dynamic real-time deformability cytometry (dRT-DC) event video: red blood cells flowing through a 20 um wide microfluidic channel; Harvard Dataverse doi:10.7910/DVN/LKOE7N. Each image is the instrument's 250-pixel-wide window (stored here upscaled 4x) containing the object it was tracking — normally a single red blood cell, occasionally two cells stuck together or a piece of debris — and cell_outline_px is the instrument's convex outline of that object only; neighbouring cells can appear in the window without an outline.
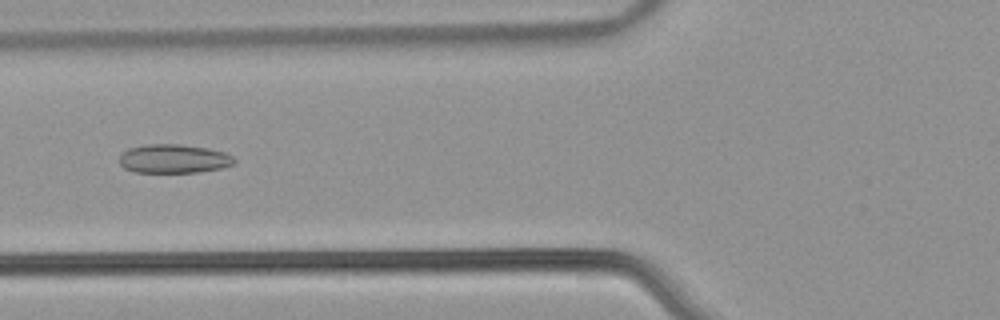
{"species": "common noctule bat (a hibernating species)", "species_latin": "Nyctalus noctula", "temperature_condition": "warm", "stored_images_in_passage": 53, "camera_frame_rate_fps": 3000, "um_per_image_px": 0.085, "animal": {"sex": "male", "body_mass_g": 21.5, "forearm_length_mm": 52.0}, "frame": {"image": 1, "passage_image": 21, "time_ms": 6.667, "image_size_px": [1000, 320], "cell_outline_px": [[236, 160], [232, 164], [220, 168], [196, 172], [136, 172], [124, 168], [120, 164], [120, 156], [128, 148], [148, 144], [180, 144], [208, 148], [224, 152], [232, 156]], "centroid_in_image_um": [14.76, 13.48], "position_along_channel_um": 111.0, "area_um2": 19.13}}
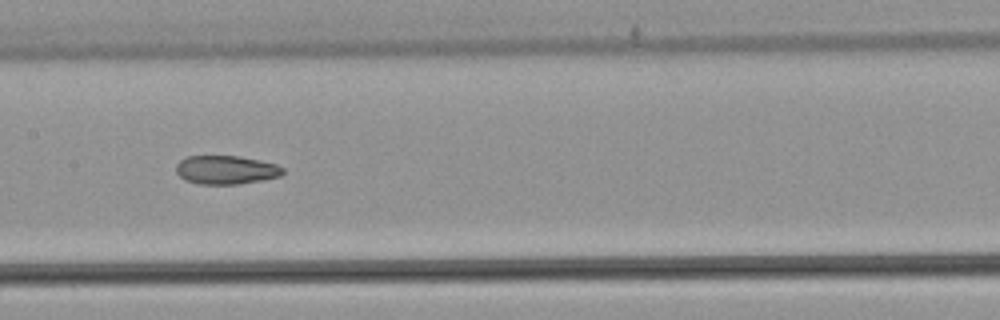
{"frame": {"image": 2, "passage_image": 27, "time_ms": 8.667, "image_size_px": [1000, 320], "cell_outline_px": [[284, 172], [280, 176], [264, 180], [236, 184], [200, 184], [188, 180], [180, 176], [176, 172], [176, 164], [180, 160], [188, 156], [240, 156], [260, 160], [276, 164], [284, 168]], "centroid_in_image_um": [19.24, 14.43], "position_along_channel_um": 188.2, "area_um2": 17.8}}
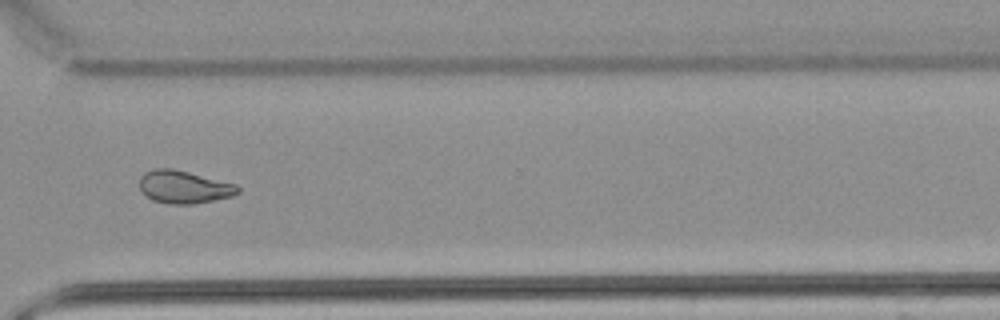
{"frame": {"image": 3, "passage_image": 40, "time_ms": 13.0, "image_size_px": [1000, 320], "cell_outline_px": [[240, 192], [232, 196], [192, 204], [168, 204], [152, 200], [140, 188], [140, 176], [144, 172], [156, 168], [172, 168], [236, 184], [240, 188]], "centroid_in_image_um": [15.63, 15.89], "position_along_channel_um": 355.0, "area_um2": 18.61}, "authors_computed_cell_mechanics": {"area_um2": 19.9988, "velocity_mm_per_s": 3.848, "shape_relaxation_time_tau1_ms": null, "shape_relaxation_time_tau2_ms": 3.155, "deformation_change_tau1": null, "deformation_change_tau2": 0.0837}}